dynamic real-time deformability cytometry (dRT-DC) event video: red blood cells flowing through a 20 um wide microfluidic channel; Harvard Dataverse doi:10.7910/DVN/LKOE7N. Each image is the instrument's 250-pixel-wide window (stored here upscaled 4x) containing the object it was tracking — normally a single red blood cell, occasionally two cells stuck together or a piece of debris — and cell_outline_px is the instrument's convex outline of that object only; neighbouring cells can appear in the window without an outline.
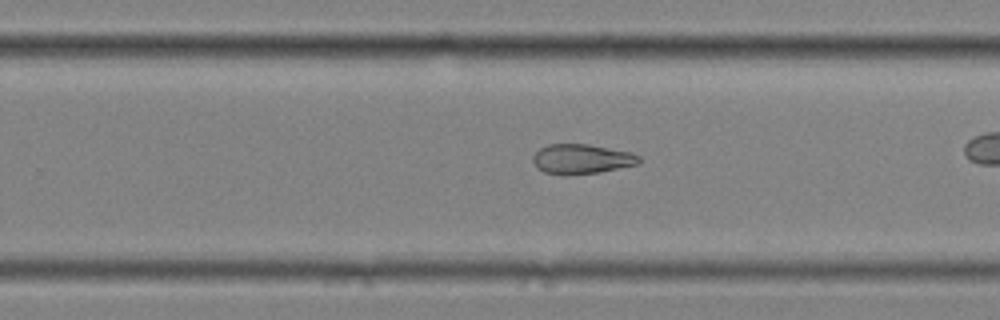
{"species": "common noctule bat (a hibernating species)", "species_latin": "Nyctalus noctula", "temperature_condition": "cold", "stored_images_in_passage": 34, "camera_frame_rate_fps": 3000, "um_per_image_px": 0.085, "animal": {"sex": "female", "body_mass_g": 25.1}, "frame": {"image": 1, "passage_image": 25, "time_ms": 8.0, "image_size_px": [1000, 320], "cell_outline_px": [[640, 164], [600, 172], [544, 172], [536, 168], [532, 160], [532, 156], [540, 148], [548, 144], [588, 144], [632, 152], [640, 156]], "centroid_in_image_um": [49.48, 13.47], "position_along_channel_um": 280.3, "area_um2": 17.92}}